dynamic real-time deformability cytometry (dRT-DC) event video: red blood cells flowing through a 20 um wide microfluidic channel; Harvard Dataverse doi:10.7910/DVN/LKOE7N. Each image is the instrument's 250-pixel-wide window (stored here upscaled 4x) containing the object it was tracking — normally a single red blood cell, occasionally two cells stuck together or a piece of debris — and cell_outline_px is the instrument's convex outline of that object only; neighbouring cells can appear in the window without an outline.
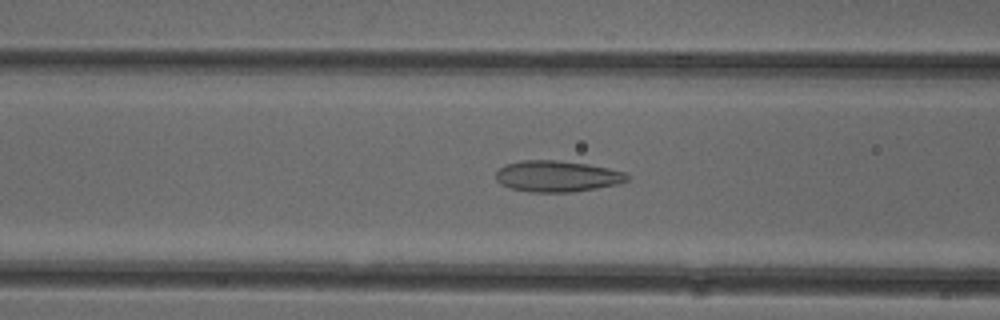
{"species": "common noctule bat (a hibernating species)", "species_latin": "Nyctalus noctula", "temperature_condition": "cold", "stored_images_in_passage": 45, "camera_frame_rate_fps": 3000, "um_per_image_px": 0.085, "animal": {"sex": "female"}, "frame": {"image": 1, "passage_image": 19, "time_ms": 6.0, "image_size_px": [1000, 320], "cell_outline_px": [[628, 180], [620, 184], [572, 192], [532, 192], [508, 188], [500, 184], [496, 180], [496, 172], [504, 164], [520, 160], [556, 160], [588, 164], [608, 168], [624, 172], [628, 176]], "centroid_in_image_um": [47.32, 14.98], "position_along_channel_um": 119.3, "area_um2": 23.99}}
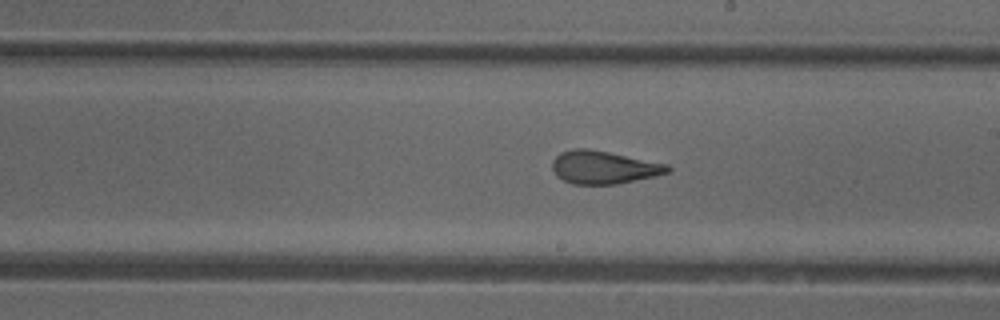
{"frame": {"image": 2, "passage_image": 28, "time_ms": 9.0, "image_size_px": [1000, 320], "cell_outline_px": [[672, 168], [668, 172], [656, 176], [616, 184], [572, 184], [556, 176], [552, 168], [552, 160], [560, 152], [576, 148], [588, 148], [668, 164]], "centroid_in_image_um": [51.3, 14.22], "position_along_channel_um": 237.7, "area_um2": 22.14}}
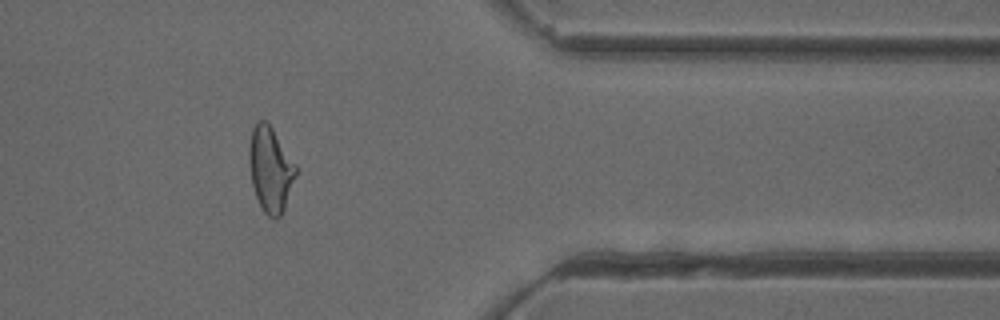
{"frame": {"image": 3, "passage_image": 41, "time_ms": 13.333, "image_size_px": [1000, 320], "cell_outline_px": [[296, 176], [284, 208], [280, 216], [276, 220], [272, 220], [264, 212], [256, 196], [252, 184], [248, 160], [248, 152], [252, 128], [260, 120], [268, 120], [296, 164]], "centroid_in_image_um": [22.98, 14.37], "position_along_channel_um": 388.4, "area_um2": 23.29}, "authors_computed_cell_mechanics": {"area_um2": 23.2934, "velocity_mm_per_s": 3.9465, "shape_relaxation_time_tau1_ms": 10.9447, "shape_relaxation_time_tau2_ms": 1.4015, "deformation_change_tau1": 0.2485, "deformation_change_tau2": 0.0956}}